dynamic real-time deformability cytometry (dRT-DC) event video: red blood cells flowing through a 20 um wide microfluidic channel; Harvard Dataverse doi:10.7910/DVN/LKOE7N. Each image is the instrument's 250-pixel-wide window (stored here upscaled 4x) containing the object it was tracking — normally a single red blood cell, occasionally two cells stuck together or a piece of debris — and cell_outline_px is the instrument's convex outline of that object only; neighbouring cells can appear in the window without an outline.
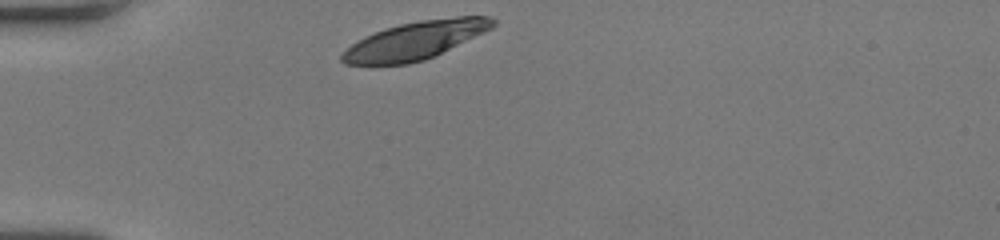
{"species": "human", "species_latin": "Homo sapiens", "temperature_condition": "room temperature", "stored_images_in_passage": 29, "camera_frame_rate_fps": 3000, "um_per_image_px": 0.085, "donor": {"sex": "female"}, "frame": {"image": 1, "passage_image": 1, "time_ms": 0.0, "image_size_px": [1000, 240], "cell_outline_px": [[496, 24], [492, 28], [436, 56], [424, 60], [408, 64], [344, 64], [340, 60], [340, 56], [352, 44], [364, 36], [384, 28], [400, 24], [420, 20], [456, 16], [488, 16], [496, 20]], "centroid_in_image_um": [35.32, 3.43], "position_along_channel_um": 49.7, "area_um2": 33.29}}
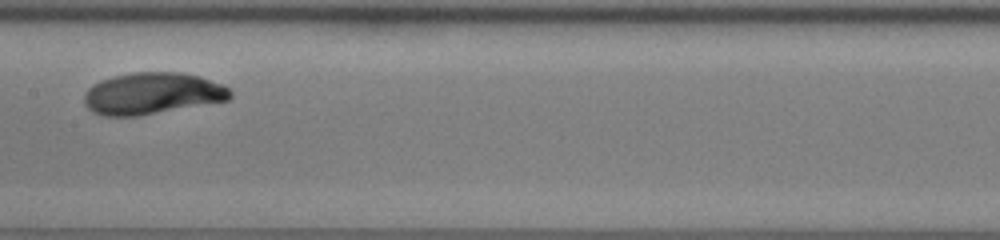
{"frame": {"image": 2, "passage_image": 14, "time_ms": 4.333, "image_size_px": [1000, 240], "cell_outline_px": [[232, 96], [228, 100], [136, 116], [100, 116], [92, 112], [84, 104], [84, 92], [92, 84], [100, 80], [112, 76], [132, 72], [180, 72], [200, 76], [224, 84], [232, 92]], "centroid_in_image_um": [12.91, 7.93], "position_along_channel_um": 194.5, "area_um2": 35.72}}
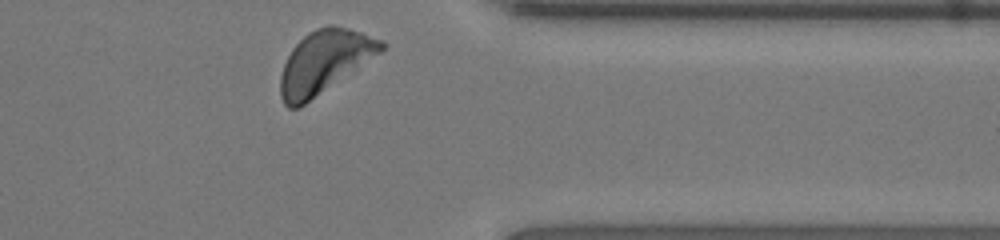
{"frame": {"image": 3, "passage_image": 29, "time_ms": 9.333, "image_size_px": [1000, 240], "cell_outline_px": [[384, 48], [380, 52], [356, 72], [304, 104], [296, 108], [288, 108], [284, 104], [280, 96], [280, 76], [284, 64], [292, 48], [308, 32], [316, 28], [328, 24], [332, 24], [348, 28], [384, 40]], "centroid_in_image_um": [27.58, 5.26], "position_along_channel_um": 383.8, "area_um2": 37.17}, "authors_computed_cell_mechanics": {"area_um2": 35.0846, "velocity_mm_per_s": 3.9144, "shape_relaxation_time_tau1_ms": 3.0193, "shape_relaxation_time_tau2_ms": null, "deformation_change_tau1": 0.1473, "deformation_change_tau2": null}}